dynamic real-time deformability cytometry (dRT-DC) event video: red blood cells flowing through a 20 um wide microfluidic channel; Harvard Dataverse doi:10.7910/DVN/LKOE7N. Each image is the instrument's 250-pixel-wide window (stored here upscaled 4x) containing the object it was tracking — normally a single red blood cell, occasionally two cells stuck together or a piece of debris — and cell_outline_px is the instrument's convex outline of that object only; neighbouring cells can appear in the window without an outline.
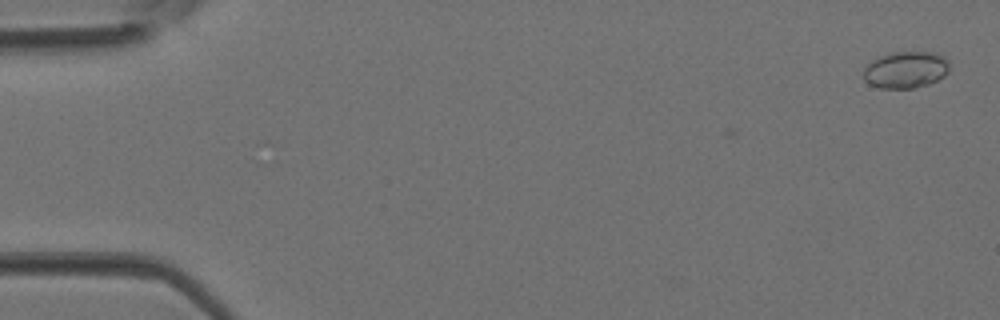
{"species": "Egyptian fruit bat (a non-hibernating species)", "species_latin": "Rousettus aegyptiacus", "temperature_condition": "room temperature", "stored_images_in_passage": 4, "camera_frame_rate_fps": 3000, "um_per_image_px": 0.085, "animal": {"sex": "female"}, "frame": {"image": 1, "passage_image": 1, "time_ms": 0.0, "image_size_px": [1000, 320], "cell_outline_px": [[948, 72], [944, 76], [928, 84], [916, 88], [880, 88], [868, 84], [864, 80], [864, 68], [872, 60], [880, 56], [892, 52], [928, 52], [944, 56], [948, 64]], "centroid_in_image_um": [76.96, 5.94], "position_along_channel_um": 8.0, "area_um2": 18.32}}
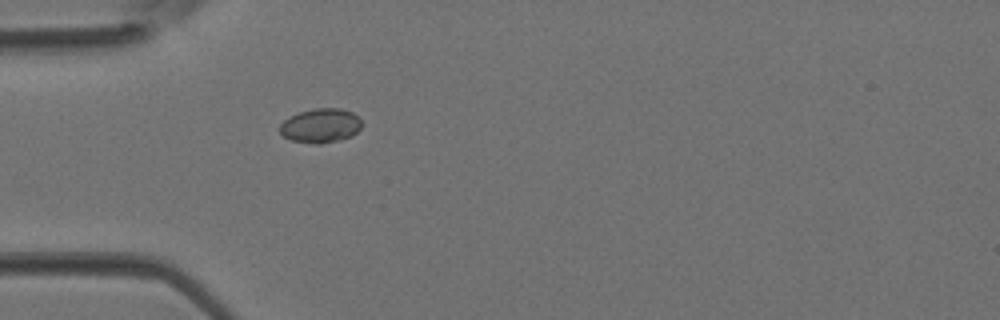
{"frame": {"image": 2, "passage_image": 4, "time_ms": 1.0, "image_size_px": [1000, 320], "cell_outline_px": [[364, 124], [352, 136], [340, 140], [320, 144], [316, 144], [292, 140], [284, 136], [280, 132], [280, 124], [284, 120], [300, 112], [316, 108], [340, 108], [352, 112], [360, 116]], "centroid_in_image_um": [27.31, 10.67], "position_along_channel_um": 57.7, "area_um2": 16.42}}